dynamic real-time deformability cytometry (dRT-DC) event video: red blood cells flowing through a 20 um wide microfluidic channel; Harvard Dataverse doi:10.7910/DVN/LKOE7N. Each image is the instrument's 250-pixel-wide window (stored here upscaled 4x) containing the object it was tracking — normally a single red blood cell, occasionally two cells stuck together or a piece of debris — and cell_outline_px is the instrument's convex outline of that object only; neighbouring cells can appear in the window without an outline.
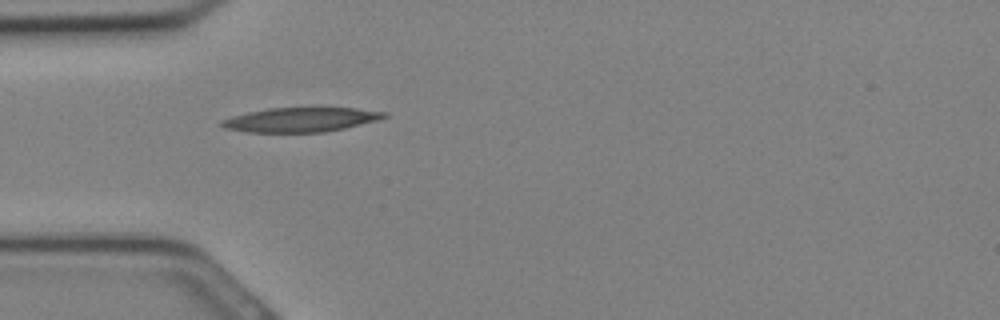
{"species": "Egyptian fruit bat (a non-hibernating species)", "species_latin": "Rousettus aegyptiacus", "temperature_condition": "cold", "stored_images_in_passage": 3, "camera_frame_rate_fps": 3000, "um_per_image_px": 0.085, "animal": {"sex": "female"}, "frame": {"image": 1, "passage_image": 3, "time_ms": 0.667, "image_size_px": [1000, 320], "cell_outline_px": [[388, 116], [376, 120], [344, 128], [324, 132], [248, 132], [224, 128], [220, 124], [220, 120], [232, 116], [248, 112], [268, 108], [356, 108], [388, 112]], "centroid_in_image_um": [25.54, 10.17], "position_along_channel_um": 59.5, "area_um2": 22.95}}